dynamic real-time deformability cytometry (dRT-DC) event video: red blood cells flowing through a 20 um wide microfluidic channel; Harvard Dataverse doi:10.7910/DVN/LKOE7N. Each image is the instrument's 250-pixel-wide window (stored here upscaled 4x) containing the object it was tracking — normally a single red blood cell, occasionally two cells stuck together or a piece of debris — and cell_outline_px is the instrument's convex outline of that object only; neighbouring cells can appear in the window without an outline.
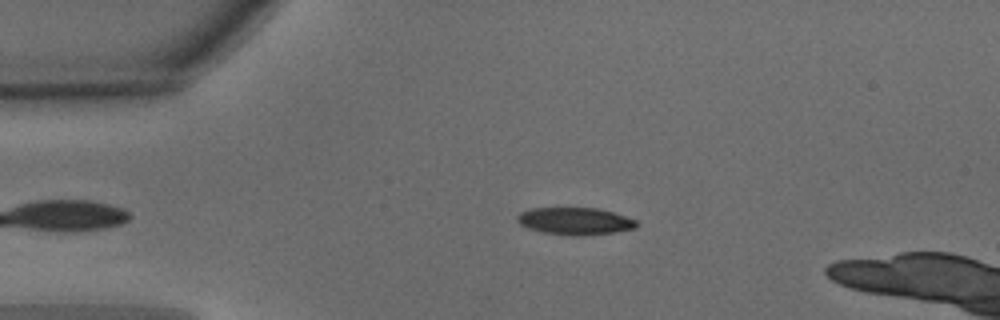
{"species": "common noctule bat (a hibernating species)", "species_latin": "Nyctalus noctula", "temperature_condition": "warm", "stored_images_in_passage": 8, "camera_frame_rate_fps": 3000, "um_per_image_px": 0.085, "animal": {"sex": "male", "body_mass_g": 15.6}, "frame": {"image": 1, "passage_image": 3, "time_ms": 0.667, "image_size_px": [1000, 320], "cell_outline_px": [[636, 228], [612, 232], [580, 236], [572, 236], [544, 232], [528, 228], [520, 224], [516, 220], [516, 216], [520, 212], [532, 208], [596, 208], [612, 212], [636, 220]], "centroid_in_image_um": [48.83, 18.79], "position_along_channel_um": 36.2, "area_um2": 18.73}}